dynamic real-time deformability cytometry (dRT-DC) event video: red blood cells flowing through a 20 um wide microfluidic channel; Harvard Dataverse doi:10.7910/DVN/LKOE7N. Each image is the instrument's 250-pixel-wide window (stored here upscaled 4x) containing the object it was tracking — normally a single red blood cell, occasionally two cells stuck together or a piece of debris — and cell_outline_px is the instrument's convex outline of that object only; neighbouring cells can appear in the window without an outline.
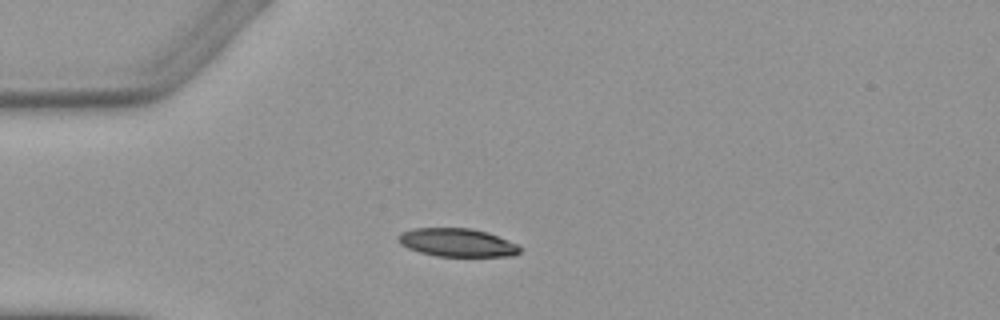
{"species": "Egyptian fruit bat (a non-hibernating species)", "species_latin": "Rousettus aegyptiacus", "temperature_condition": "warm", "stored_images_in_passage": 6, "camera_frame_rate_fps": 3000, "um_per_image_px": 0.085, "animal": {"sex": "female"}, "frame": {"image": 1, "passage_image": 3, "time_ms": 3.333, "image_size_px": [1000, 320], "cell_outline_px": [[520, 252], [512, 256], [436, 256], [420, 252], [408, 248], [400, 244], [396, 240], [404, 232], [416, 228], [472, 228], [488, 232], [508, 240], [516, 244], [520, 248]], "centroid_in_image_um": [38.87, 20.62], "position_along_channel_um": 46.1, "area_um2": 19.88}}
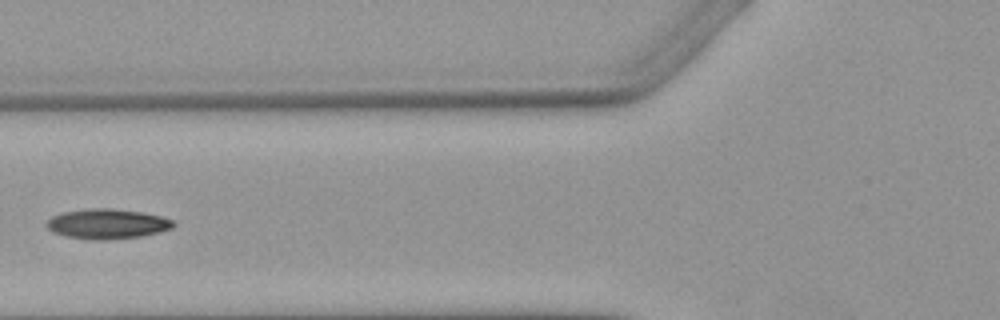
{"frame": {"image": 2, "passage_image": 5, "time_ms": 5.667, "image_size_px": [1000, 320], "cell_outline_px": [[176, 224], [172, 228], [160, 232], [140, 236], [104, 240], [92, 240], [68, 236], [52, 232], [44, 224], [52, 216], [60, 212], [92, 208], [112, 208], [140, 212], [160, 216], [172, 220]], "centroid_in_image_um": [9.09, 19.02], "position_along_channel_um": 116.7, "area_um2": 22.08}}
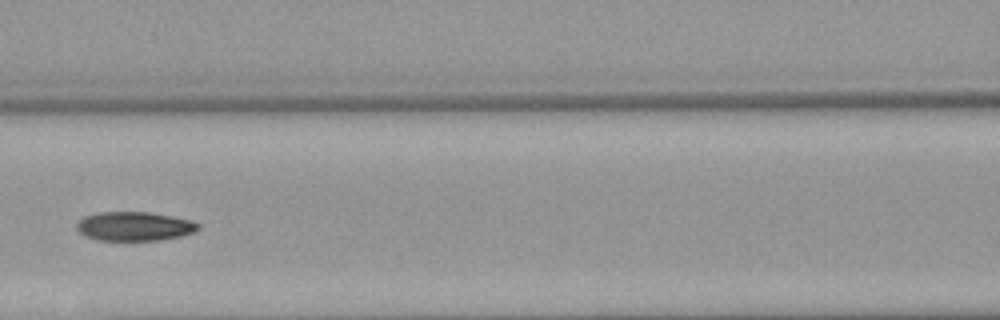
{"frame": {"image": 3, "passage_image": 6, "time_ms": 6.667, "image_size_px": [1000, 320], "cell_outline_px": [[200, 228], [196, 232], [180, 236], [160, 240], [96, 240], [84, 236], [76, 228], [76, 224], [84, 216], [100, 212], [148, 212], [172, 216], [192, 220], [200, 224]], "centroid_in_image_um": [11.44, 19.23], "position_along_channel_um": 155.2, "area_um2": 20.69}}